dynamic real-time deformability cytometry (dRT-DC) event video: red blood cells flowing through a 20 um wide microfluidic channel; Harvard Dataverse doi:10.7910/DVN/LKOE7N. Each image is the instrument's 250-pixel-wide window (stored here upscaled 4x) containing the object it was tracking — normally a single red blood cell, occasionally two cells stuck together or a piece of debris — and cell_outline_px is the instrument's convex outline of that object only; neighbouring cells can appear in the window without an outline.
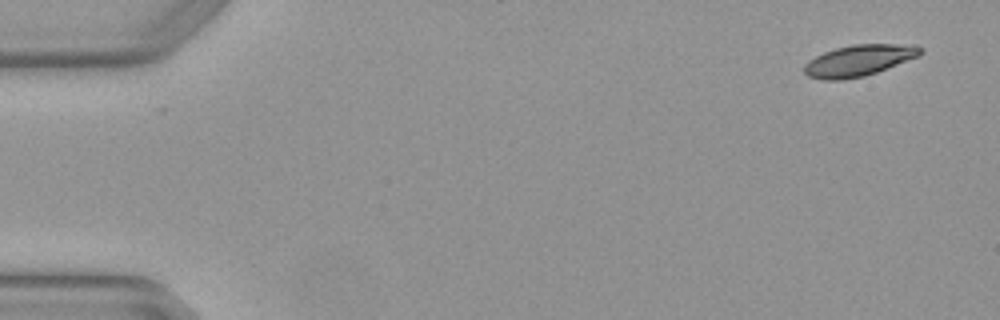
{"species": "Egyptian fruit bat (a non-hibernating species)", "species_latin": "Rousettus aegyptiacus", "temperature_condition": "warm", "stored_images_in_passage": 5, "camera_frame_rate_fps": 3000, "um_per_image_px": 0.085, "animal": {"sex": "female"}, "frame": {"image": 1, "passage_image": 1, "time_ms": 0.0, "image_size_px": [1000, 320], "cell_outline_px": [[924, 52], [920, 56], [876, 72], [864, 76], [844, 80], [824, 80], [808, 76], [804, 72], [804, 64], [808, 60], [824, 52], [836, 48], [852, 44], [916, 44], [924, 48]], "centroid_in_image_um": [73.04, 5.13], "position_along_channel_um": 12.0, "area_um2": 21.39}}
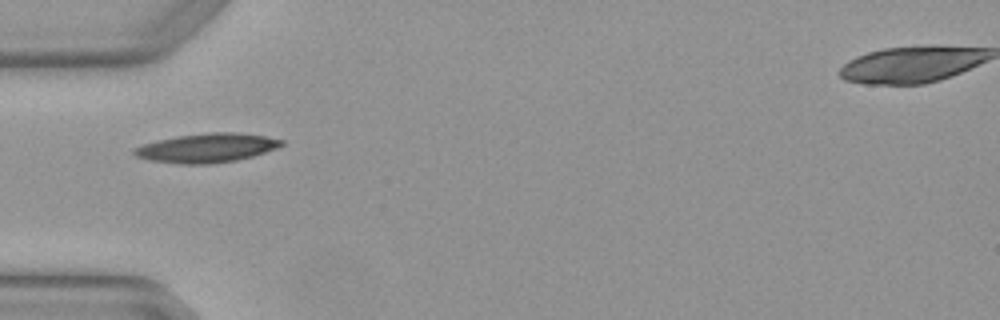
{"frame": {"image": 2, "passage_image": 5, "time_ms": 1.333, "image_size_px": [1000, 320], "cell_outline_px": [[284, 144], [276, 148], [252, 156], [236, 160], [208, 164], [180, 164], [148, 160], [136, 156], [132, 152], [132, 148], [156, 140], [180, 136], [208, 132], [236, 132], [264, 136], [284, 140]], "centroid_in_image_um": [17.55, 12.57], "position_along_channel_um": 67.5, "area_um2": 24.85}}